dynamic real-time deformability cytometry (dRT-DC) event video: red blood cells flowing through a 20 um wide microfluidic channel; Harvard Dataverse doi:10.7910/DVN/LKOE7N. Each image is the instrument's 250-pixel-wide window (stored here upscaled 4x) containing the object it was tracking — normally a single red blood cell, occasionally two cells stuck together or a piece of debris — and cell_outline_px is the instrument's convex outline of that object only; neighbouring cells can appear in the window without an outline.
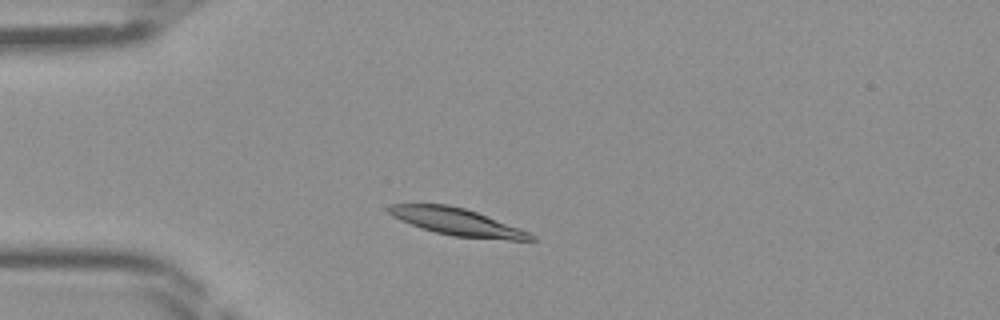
{"species": "Egyptian fruit bat (a non-hibernating species)", "species_latin": "Rousettus aegyptiacus", "temperature_condition": "room temperature", "stored_images_in_passage": 33, "camera_frame_rate_fps": 3000, "um_per_image_px": 0.085, "frame": {"image": 1, "passage_image": 6, "time_ms": 1.667, "image_size_px": [1000, 320], "cell_outline_px": [[536, 240], [508, 240], [452, 236], [420, 228], [400, 220], [392, 216], [384, 208], [388, 204], [448, 204], [464, 208], [476, 212], [520, 228], [536, 236]], "centroid_in_image_um": [38.81, 18.85], "position_along_channel_um": 46.2, "area_um2": 22.54}}
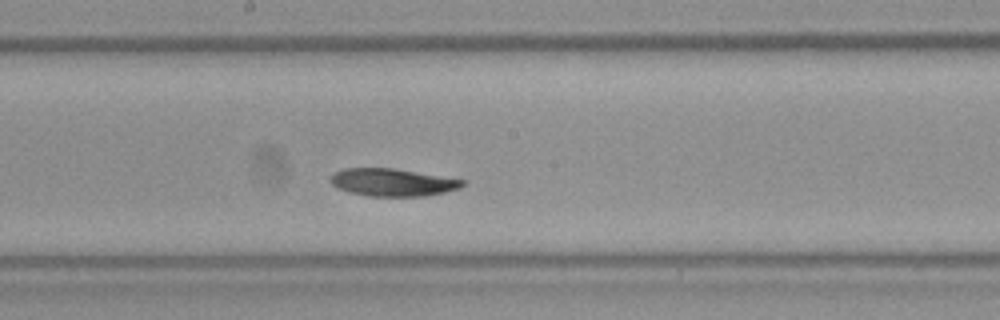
{"frame": {"image": 2, "passage_image": 19, "time_ms": 6.0, "image_size_px": [1000, 320], "cell_outline_px": [[464, 184], [460, 188], [444, 192], [424, 196], [368, 196], [348, 192], [336, 188], [328, 180], [332, 172], [344, 168], [396, 168], [464, 180]], "centroid_in_image_um": [33.29, 15.49], "position_along_channel_um": 214.9, "area_um2": 21.39}}
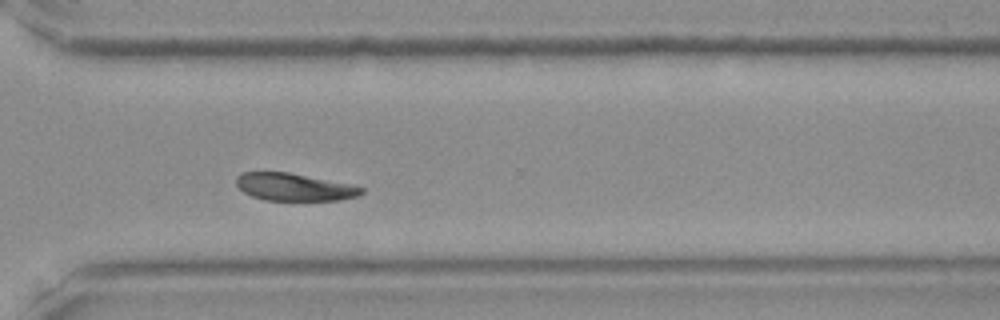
{"frame": {"image": 3, "passage_image": 28, "time_ms": 9.0, "image_size_px": [1000, 320], "cell_outline_px": [[364, 192], [360, 196], [340, 200], [264, 200], [252, 196], [244, 192], [236, 184], [236, 176], [244, 172], [288, 172], [352, 184], [364, 188]], "centroid_in_image_um": [25.05, 15.9], "position_along_channel_um": 345.6, "area_um2": 20.11}}